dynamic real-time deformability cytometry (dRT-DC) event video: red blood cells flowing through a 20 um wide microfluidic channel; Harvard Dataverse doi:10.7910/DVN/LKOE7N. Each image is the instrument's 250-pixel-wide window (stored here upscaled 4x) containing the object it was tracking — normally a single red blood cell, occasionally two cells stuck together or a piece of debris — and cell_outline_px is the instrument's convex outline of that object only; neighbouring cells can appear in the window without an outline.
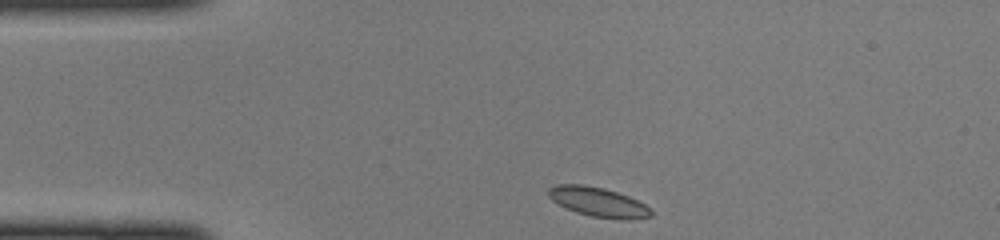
{"species": "common noctule bat (a hibernating species)", "species_latin": "Nyctalus noctula", "temperature_condition": "cold", "stored_images_in_passage": 39, "camera_frame_rate_fps": 3000, "um_per_image_px": 0.085, "animal": {"sex": "female", "body_mass_g": 22.0, "forearm_length_mm": 56.7}, "frame": {"image": 1, "passage_image": 1, "time_ms": 0.0, "image_size_px": [1000, 240], "cell_outline_px": [[652, 216], [632, 220], [624, 220], [592, 216], [576, 212], [552, 200], [548, 196], [548, 188], [556, 184], [584, 184], [604, 188], [628, 196], [652, 208]], "centroid_in_image_um": [50.87, 17.17], "position_along_channel_um": 34.1, "area_um2": 17.63}}
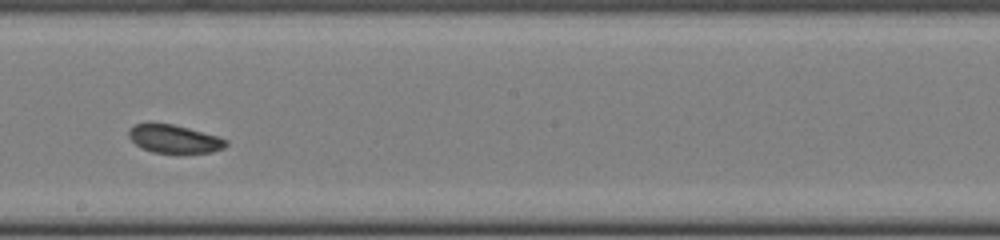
{"frame": {"image": 2, "passage_image": 18, "time_ms": 5.667, "image_size_px": [1000, 240], "cell_outline_px": [[228, 144], [224, 148], [212, 152], [152, 152], [140, 148], [128, 136], [128, 128], [136, 124], [148, 120], [172, 124], [188, 128], [216, 136], [228, 140]], "centroid_in_image_um": [14.73, 11.77], "position_along_channel_um": 233.5, "area_um2": 16.18}}
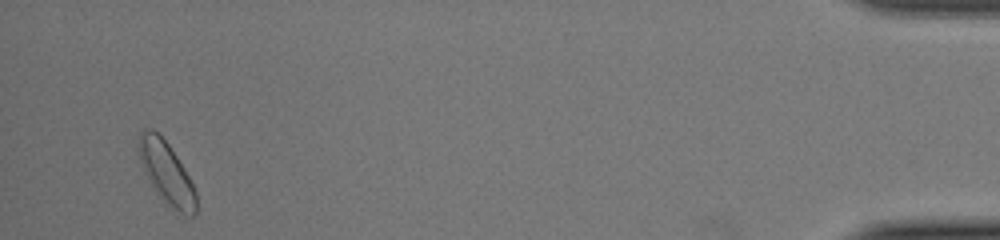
{"frame": {"image": 3, "passage_image": 37, "time_ms": 12.0, "image_size_px": [1000, 240], "cell_outline_px": [[196, 216], [188, 216], [180, 212], [164, 200], [156, 192], [148, 180], [144, 172], [140, 160], [140, 132], [144, 128], [152, 128], [168, 144], [184, 168], [196, 192]], "centroid_in_image_um": [14.16, 14.7], "position_along_channel_um": 421.0, "area_um2": 20.11}}